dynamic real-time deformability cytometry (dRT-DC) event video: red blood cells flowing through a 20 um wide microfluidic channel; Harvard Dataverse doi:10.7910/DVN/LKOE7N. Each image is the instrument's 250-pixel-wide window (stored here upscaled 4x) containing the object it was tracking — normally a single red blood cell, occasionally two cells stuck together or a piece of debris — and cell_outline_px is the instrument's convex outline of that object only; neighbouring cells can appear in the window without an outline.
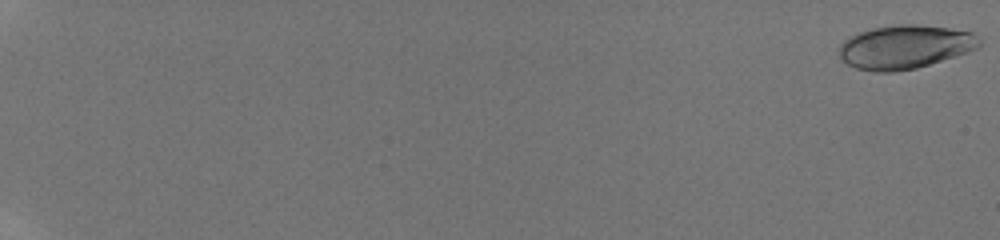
{"species": "human", "species_latin": "Homo sapiens", "temperature_condition": "room temperature", "stored_images_in_passage": 49, "camera_frame_rate_fps": 3000, "um_per_image_px": 0.085, "donor": {"sex": "male"}, "frame": {"image": 1, "passage_image": 1, "time_ms": 0.0, "image_size_px": [1000, 240], "cell_outline_px": [[980, 48], [968, 52], [916, 68], [892, 72], [872, 72], [856, 68], [848, 64], [840, 56], [840, 44], [844, 40], [860, 32], [872, 28], [900, 24], [916, 24], [948, 28], [972, 32], [980, 40]], "centroid_in_image_um": [76.93, 3.99], "position_along_channel_um": 8.1, "area_um2": 35.49}}
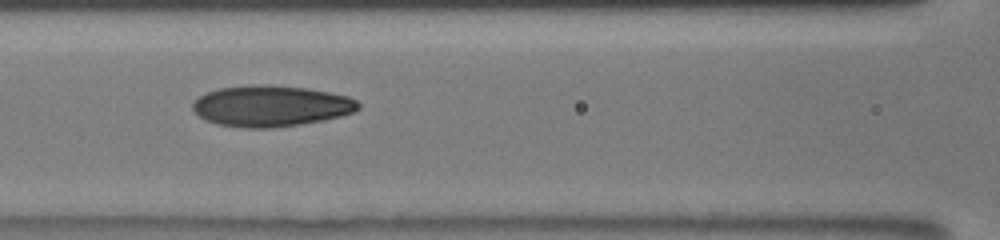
{"frame": {"image": 2, "passage_image": 23, "time_ms": 10.0, "image_size_px": [1000, 240], "cell_outline_px": [[360, 108], [352, 112], [340, 116], [324, 120], [300, 124], [272, 128], [244, 128], [216, 124], [204, 120], [192, 108], [192, 104], [200, 96], [208, 92], [220, 88], [252, 84], [268, 84], [308, 88], [348, 96], [356, 100], [360, 104]], "centroid_in_image_um": [23.03, 9.01], "position_along_channel_um": 143.6, "area_um2": 39.71}}
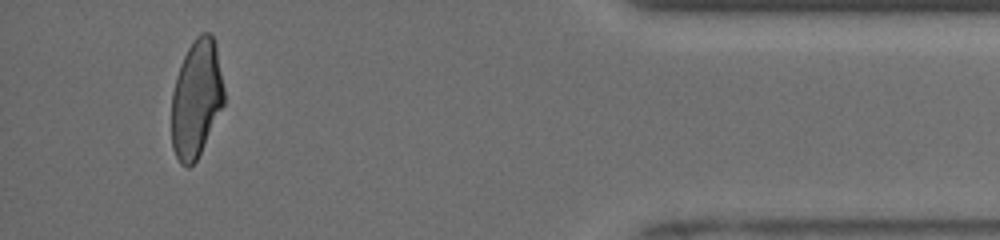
{"frame": {"image": 3, "passage_image": 46, "time_ms": 18.0, "image_size_px": [1000, 240], "cell_outline_px": [[224, 104], [196, 160], [188, 168], [180, 164], [172, 148], [172, 92], [176, 76], [180, 64], [188, 48], [196, 36], [200, 32], [208, 32], [212, 36], [216, 44], [224, 88]], "centroid_in_image_um": [16.68, 8.37], "position_along_channel_um": 418.5, "area_um2": 35.89}, "authors_computed_cell_mechanics": {"area_um2": 37.3966, "velocity_mm_per_s": 3.9574, "shape_relaxation_time_tau1_ms": 8.6478, "shape_relaxation_time_tau2_ms": 1.7165, "deformation_change_tau1": 0.2654, "deformation_change_tau2": 0.0832}}